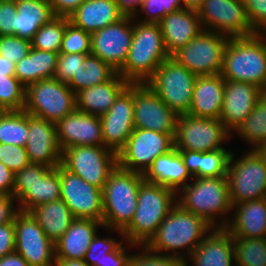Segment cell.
Segmentation results:
<instances>
[{
  "instance_id": "38",
  "label": "cell",
  "mask_w": 266,
  "mask_h": 266,
  "mask_svg": "<svg viewBox=\"0 0 266 266\" xmlns=\"http://www.w3.org/2000/svg\"><path fill=\"white\" fill-rule=\"evenodd\" d=\"M234 132L250 144L251 150L266 149V91L261 95L248 118Z\"/></svg>"
},
{
  "instance_id": "14",
  "label": "cell",
  "mask_w": 266,
  "mask_h": 266,
  "mask_svg": "<svg viewBox=\"0 0 266 266\" xmlns=\"http://www.w3.org/2000/svg\"><path fill=\"white\" fill-rule=\"evenodd\" d=\"M174 134L134 128L126 145L117 153L118 166L144 174L160 155L174 148Z\"/></svg>"
},
{
  "instance_id": "1",
  "label": "cell",
  "mask_w": 266,
  "mask_h": 266,
  "mask_svg": "<svg viewBox=\"0 0 266 266\" xmlns=\"http://www.w3.org/2000/svg\"><path fill=\"white\" fill-rule=\"evenodd\" d=\"M212 229L205 219L176 204L145 246L154 253L186 261Z\"/></svg>"
},
{
  "instance_id": "12",
  "label": "cell",
  "mask_w": 266,
  "mask_h": 266,
  "mask_svg": "<svg viewBox=\"0 0 266 266\" xmlns=\"http://www.w3.org/2000/svg\"><path fill=\"white\" fill-rule=\"evenodd\" d=\"M233 136L217 118H197L178 115L174 147L178 151L210 152L226 149L222 146ZM228 139V140H227ZM226 141V142H225Z\"/></svg>"
},
{
  "instance_id": "35",
  "label": "cell",
  "mask_w": 266,
  "mask_h": 266,
  "mask_svg": "<svg viewBox=\"0 0 266 266\" xmlns=\"http://www.w3.org/2000/svg\"><path fill=\"white\" fill-rule=\"evenodd\" d=\"M59 53L30 49L28 55L15 64L14 76L25 86L42 79L53 78Z\"/></svg>"
},
{
  "instance_id": "37",
  "label": "cell",
  "mask_w": 266,
  "mask_h": 266,
  "mask_svg": "<svg viewBox=\"0 0 266 266\" xmlns=\"http://www.w3.org/2000/svg\"><path fill=\"white\" fill-rule=\"evenodd\" d=\"M118 72L100 58L90 54L79 64L76 74L67 84L76 94L82 89L105 83L111 80Z\"/></svg>"
},
{
  "instance_id": "5",
  "label": "cell",
  "mask_w": 266,
  "mask_h": 266,
  "mask_svg": "<svg viewBox=\"0 0 266 266\" xmlns=\"http://www.w3.org/2000/svg\"><path fill=\"white\" fill-rule=\"evenodd\" d=\"M142 173L117 167L111 172L102 189L103 226L120 234L131 223L137 206Z\"/></svg>"
},
{
  "instance_id": "26",
  "label": "cell",
  "mask_w": 266,
  "mask_h": 266,
  "mask_svg": "<svg viewBox=\"0 0 266 266\" xmlns=\"http://www.w3.org/2000/svg\"><path fill=\"white\" fill-rule=\"evenodd\" d=\"M232 212L224 227L232 237L266 238V198L237 203Z\"/></svg>"
},
{
  "instance_id": "6",
  "label": "cell",
  "mask_w": 266,
  "mask_h": 266,
  "mask_svg": "<svg viewBox=\"0 0 266 266\" xmlns=\"http://www.w3.org/2000/svg\"><path fill=\"white\" fill-rule=\"evenodd\" d=\"M221 76L226 80L256 84L266 91V36L256 33L230 38Z\"/></svg>"
},
{
  "instance_id": "59",
  "label": "cell",
  "mask_w": 266,
  "mask_h": 266,
  "mask_svg": "<svg viewBox=\"0 0 266 266\" xmlns=\"http://www.w3.org/2000/svg\"><path fill=\"white\" fill-rule=\"evenodd\" d=\"M181 3L185 9L198 11V9L203 5L204 0H181Z\"/></svg>"
},
{
  "instance_id": "9",
  "label": "cell",
  "mask_w": 266,
  "mask_h": 266,
  "mask_svg": "<svg viewBox=\"0 0 266 266\" xmlns=\"http://www.w3.org/2000/svg\"><path fill=\"white\" fill-rule=\"evenodd\" d=\"M76 109V94L55 78L42 79L26 87L24 111L57 123Z\"/></svg>"
},
{
  "instance_id": "21",
  "label": "cell",
  "mask_w": 266,
  "mask_h": 266,
  "mask_svg": "<svg viewBox=\"0 0 266 266\" xmlns=\"http://www.w3.org/2000/svg\"><path fill=\"white\" fill-rule=\"evenodd\" d=\"M264 92L256 84L225 79L220 120L231 134L248 118Z\"/></svg>"
},
{
  "instance_id": "13",
  "label": "cell",
  "mask_w": 266,
  "mask_h": 266,
  "mask_svg": "<svg viewBox=\"0 0 266 266\" xmlns=\"http://www.w3.org/2000/svg\"><path fill=\"white\" fill-rule=\"evenodd\" d=\"M61 165L87 183L103 189L117 167V153L105 146H75L62 151Z\"/></svg>"
},
{
  "instance_id": "47",
  "label": "cell",
  "mask_w": 266,
  "mask_h": 266,
  "mask_svg": "<svg viewBox=\"0 0 266 266\" xmlns=\"http://www.w3.org/2000/svg\"><path fill=\"white\" fill-rule=\"evenodd\" d=\"M0 161L13 173H17L30 164L25 147L5 143H0Z\"/></svg>"
},
{
  "instance_id": "11",
  "label": "cell",
  "mask_w": 266,
  "mask_h": 266,
  "mask_svg": "<svg viewBox=\"0 0 266 266\" xmlns=\"http://www.w3.org/2000/svg\"><path fill=\"white\" fill-rule=\"evenodd\" d=\"M229 37L203 30L171 57L196 76L221 74Z\"/></svg>"
},
{
  "instance_id": "27",
  "label": "cell",
  "mask_w": 266,
  "mask_h": 266,
  "mask_svg": "<svg viewBox=\"0 0 266 266\" xmlns=\"http://www.w3.org/2000/svg\"><path fill=\"white\" fill-rule=\"evenodd\" d=\"M224 81L221 74L197 76L188 115L220 119L224 101Z\"/></svg>"
},
{
  "instance_id": "32",
  "label": "cell",
  "mask_w": 266,
  "mask_h": 266,
  "mask_svg": "<svg viewBox=\"0 0 266 266\" xmlns=\"http://www.w3.org/2000/svg\"><path fill=\"white\" fill-rule=\"evenodd\" d=\"M98 236L96 234L93 238L84 258L89 266H129L133 254L127 253L126 249L138 248V245L131 244L124 238L117 242L113 236L103 238ZM124 241L127 247L123 245Z\"/></svg>"
},
{
  "instance_id": "33",
  "label": "cell",
  "mask_w": 266,
  "mask_h": 266,
  "mask_svg": "<svg viewBox=\"0 0 266 266\" xmlns=\"http://www.w3.org/2000/svg\"><path fill=\"white\" fill-rule=\"evenodd\" d=\"M15 36L31 41L40 29L55 17L48 0L16 1Z\"/></svg>"
},
{
  "instance_id": "28",
  "label": "cell",
  "mask_w": 266,
  "mask_h": 266,
  "mask_svg": "<svg viewBox=\"0 0 266 266\" xmlns=\"http://www.w3.org/2000/svg\"><path fill=\"white\" fill-rule=\"evenodd\" d=\"M130 83L117 73L111 80L76 93V109L101 117Z\"/></svg>"
},
{
  "instance_id": "4",
  "label": "cell",
  "mask_w": 266,
  "mask_h": 266,
  "mask_svg": "<svg viewBox=\"0 0 266 266\" xmlns=\"http://www.w3.org/2000/svg\"><path fill=\"white\" fill-rule=\"evenodd\" d=\"M169 57L159 24L134 18L132 43L118 73L129 83H146Z\"/></svg>"
},
{
  "instance_id": "31",
  "label": "cell",
  "mask_w": 266,
  "mask_h": 266,
  "mask_svg": "<svg viewBox=\"0 0 266 266\" xmlns=\"http://www.w3.org/2000/svg\"><path fill=\"white\" fill-rule=\"evenodd\" d=\"M103 224L94 219L75 218L55 243V258L84 259L89 245Z\"/></svg>"
},
{
  "instance_id": "54",
  "label": "cell",
  "mask_w": 266,
  "mask_h": 266,
  "mask_svg": "<svg viewBox=\"0 0 266 266\" xmlns=\"http://www.w3.org/2000/svg\"><path fill=\"white\" fill-rule=\"evenodd\" d=\"M14 177L15 173H13L0 161V194H7L12 196Z\"/></svg>"
},
{
  "instance_id": "52",
  "label": "cell",
  "mask_w": 266,
  "mask_h": 266,
  "mask_svg": "<svg viewBox=\"0 0 266 266\" xmlns=\"http://www.w3.org/2000/svg\"><path fill=\"white\" fill-rule=\"evenodd\" d=\"M16 203L17 200L13 196L0 194V224L14 221L15 215L19 212Z\"/></svg>"
},
{
  "instance_id": "8",
  "label": "cell",
  "mask_w": 266,
  "mask_h": 266,
  "mask_svg": "<svg viewBox=\"0 0 266 266\" xmlns=\"http://www.w3.org/2000/svg\"><path fill=\"white\" fill-rule=\"evenodd\" d=\"M60 165L49 168L30 163L15 173L12 196L17 200L19 211L61 199Z\"/></svg>"
},
{
  "instance_id": "46",
  "label": "cell",
  "mask_w": 266,
  "mask_h": 266,
  "mask_svg": "<svg viewBox=\"0 0 266 266\" xmlns=\"http://www.w3.org/2000/svg\"><path fill=\"white\" fill-rule=\"evenodd\" d=\"M31 47V41L18 36H0V55L15 64L28 55Z\"/></svg>"
},
{
  "instance_id": "3",
  "label": "cell",
  "mask_w": 266,
  "mask_h": 266,
  "mask_svg": "<svg viewBox=\"0 0 266 266\" xmlns=\"http://www.w3.org/2000/svg\"><path fill=\"white\" fill-rule=\"evenodd\" d=\"M189 183L176 192L177 204L182 209L202 217L213 228L225 227L229 222L225 216L231 215L233 207L227 177L193 178ZM217 216H223L224 219L221 218L219 222Z\"/></svg>"
},
{
  "instance_id": "34",
  "label": "cell",
  "mask_w": 266,
  "mask_h": 266,
  "mask_svg": "<svg viewBox=\"0 0 266 266\" xmlns=\"http://www.w3.org/2000/svg\"><path fill=\"white\" fill-rule=\"evenodd\" d=\"M28 212L54 244L64 235L75 219L69 207L61 199L41 204Z\"/></svg>"
},
{
  "instance_id": "48",
  "label": "cell",
  "mask_w": 266,
  "mask_h": 266,
  "mask_svg": "<svg viewBox=\"0 0 266 266\" xmlns=\"http://www.w3.org/2000/svg\"><path fill=\"white\" fill-rule=\"evenodd\" d=\"M87 54H64L59 53L58 62L53 78L68 84L76 74L79 64L83 63Z\"/></svg>"
},
{
  "instance_id": "25",
  "label": "cell",
  "mask_w": 266,
  "mask_h": 266,
  "mask_svg": "<svg viewBox=\"0 0 266 266\" xmlns=\"http://www.w3.org/2000/svg\"><path fill=\"white\" fill-rule=\"evenodd\" d=\"M235 266L233 237L224 227H214L187 258L186 266Z\"/></svg>"
},
{
  "instance_id": "44",
  "label": "cell",
  "mask_w": 266,
  "mask_h": 266,
  "mask_svg": "<svg viewBox=\"0 0 266 266\" xmlns=\"http://www.w3.org/2000/svg\"><path fill=\"white\" fill-rule=\"evenodd\" d=\"M181 9V0H143L139 10L144 12L145 18L139 21L158 24L167 14Z\"/></svg>"
},
{
  "instance_id": "41",
  "label": "cell",
  "mask_w": 266,
  "mask_h": 266,
  "mask_svg": "<svg viewBox=\"0 0 266 266\" xmlns=\"http://www.w3.org/2000/svg\"><path fill=\"white\" fill-rule=\"evenodd\" d=\"M68 22V17L55 16L48 23L42 25L31 40L32 48L59 53Z\"/></svg>"
},
{
  "instance_id": "19",
  "label": "cell",
  "mask_w": 266,
  "mask_h": 266,
  "mask_svg": "<svg viewBox=\"0 0 266 266\" xmlns=\"http://www.w3.org/2000/svg\"><path fill=\"white\" fill-rule=\"evenodd\" d=\"M61 200L74 218L103 222L102 189L84 181L60 165Z\"/></svg>"
},
{
  "instance_id": "50",
  "label": "cell",
  "mask_w": 266,
  "mask_h": 266,
  "mask_svg": "<svg viewBox=\"0 0 266 266\" xmlns=\"http://www.w3.org/2000/svg\"><path fill=\"white\" fill-rule=\"evenodd\" d=\"M16 1L0 0V36L15 35Z\"/></svg>"
},
{
  "instance_id": "18",
  "label": "cell",
  "mask_w": 266,
  "mask_h": 266,
  "mask_svg": "<svg viewBox=\"0 0 266 266\" xmlns=\"http://www.w3.org/2000/svg\"><path fill=\"white\" fill-rule=\"evenodd\" d=\"M133 16L91 33V54L119 72L124 65L133 39Z\"/></svg>"
},
{
  "instance_id": "22",
  "label": "cell",
  "mask_w": 266,
  "mask_h": 266,
  "mask_svg": "<svg viewBox=\"0 0 266 266\" xmlns=\"http://www.w3.org/2000/svg\"><path fill=\"white\" fill-rule=\"evenodd\" d=\"M25 148L30 163L49 168L61 165L62 150L58 143L56 123L28 114V139Z\"/></svg>"
},
{
  "instance_id": "20",
  "label": "cell",
  "mask_w": 266,
  "mask_h": 266,
  "mask_svg": "<svg viewBox=\"0 0 266 266\" xmlns=\"http://www.w3.org/2000/svg\"><path fill=\"white\" fill-rule=\"evenodd\" d=\"M133 83L116 98L101 118L103 144L118 153L134 130Z\"/></svg>"
},
{
  "instance_id": "7",
  "label": "cell",
  "mask_w": 266,
  "mask_h": 266,
  "mask_svg": "<svg viewBox=\"0 0 266 266\" xmlns=\"http://www.w3.org/2000/svg\"><path fill=\"white\" fill-rule=\"evenodd\" d=\"M231 153L226 173L232 206L266 198V151L248 150L235 159Z\"/></svg>"
},
{
  "instance_id": "57",
  "label": "cell",
  "mask_w": 266,
  "mask_h": 266,
  "mask_svg": "<svg viewBox=\"0 0 266 266\" xmlns=\"http://www.w3.org/2000/svg\"><path fill=\"white\" fill-rule=\"evenodd\" d=\"M55 266H89L84 259L55 258Z\"/></svg>"
},
{
  "instance_id": "45",
  "label": "cell",
  "mask_w": 266,
  "mask_h": 266,
  "mask_svg": "<svg viewBox=\"0 0 266 266\" xmlns=\"http://www.w3.org/2000/svg\"><path fill=\"white\" fill-rule=\"evenodd\" d=\"M143 249L133 254L129 261V266H186V261L159 253H154L146 246H139Z\"/></svg>"
},
{
  "instance_id": "43",
  "label": "cell",
  "mask_w": 266,
  "mask_h": 266,
  "mask_svg": "<svg viewBox=\"0 0 266 266\" xmlns=\"http://www.w3.org/2000/svg\"><path fill=\"white\" fill-rule=\"evenodd\" d=\"M59 53L91 54V33L84 31L71 22L66 24Z\"/></svg>"
},
{
  "instance_id": "29",
  "label": "cell",
  "mask_w": 266,
  "mask_h": 266,
  "mask_svg": "<svg viewBox=\"0 0 266 266\" xmlns=\"http://www.w3.org/2000/svg\"><path fill=\"white\" fill-rule=\"evenodd\" d=\"M124 16L115 0H86L68 18L74 26L93 33Z\"/></svg>"
},
{
  "instance_id": "53",
  "label": "cell",
  "mask_w": 266,
  "mask_h": 266,
  "mask_svg": "<svg viewBox=\"0 0 266 266\" xmlns=\"http://www.w3.org/2000/svg\"><path fill=\"white\" fill-rule=\"evenodd\" d=\"M86 0H48L55 16L69 17Z\"/></svg>"
},
{
  "instance_id": "30",
  "label": "cell",
  "mask_w": 266,
  "mask_h": 266,
  "mask_svg": "<svg viewBox=\"0 0 266 266\" xmlns=\"http://www.w3.org/2000/svg\"><path fill=\"white\" fill-rule=\"evenodd\" d=\"M143 176L146 182L165 186L176 192L186 186L188 181L193 180L180 152L175 147L157 157Z\"/></svg>"
},
{
  "instance_id": "55",
  "label": "cell",
  "mask_w": 266,
  "mask_h": 266,
  "mask_svg": "<svg viewBox=\"0 0 266 266\" xmlns=\"http://www.w3.org/2000/svg\"><path fill=\"white\" fill-rule=\"evenodd\" d=\"M143 0H115L119 9L124 15L133 16L137 18L139 16V8L142 5Z\"/></svg>"
},
{
  "instance_id": "39",
  "label": "cell",
  "mask_w": 266,
  "mask_h": 266,
  "mask_svg": "<svg viewBox=\"0 0 266 266\" xmlns=\"http://www.w3.org/2000/svg\"><path fill=\"white\" fill-rule=\"evenodd\" d=\"M28 139V113L7 110L0 113V143L25 147Z\"/></svg>"
},
{
  "instance_id": "49",
  "label": "cell",
  "mask_w": 266,
  "mask_h": 266,
  "mask_svg": "<svg viewBox=\"0 0 266 266\" xmlns=\"http://www.w3.org/2000/svg\"><path fill=\"white\" fill-rule=\"evenodd\" d=\"M247 18L256 33L266 30V0H242Z\"/></svg>"
},
{
  "instance_id": "16",
  "label": "cell",
  "mask_w": 266,
  "mask_h": 266,
  "mask_svg": "<svg viewBox=\"0 0 266 266\" xmlns=\"http://www.w3.org/2000/svg\"><path fill=\"white\" fill-rule=\"evenodd\" d=\"M14 226L15 252L30 266H55V244L29 212L19 211Z\"/></svg>"
},
{
  "instance_id": "17",
  "label": "cell",
  "mask_w": 266,
  "mask_h": 266,
  "mask_svg": "<svg viewBox=\"0 0 266 266\" xmlns=\"http://www.w3.org/2000/svg\"><path fill=\"white\" fill-rule=\"evenodd\" d=\"M134 128L176 134L178 115L146 83H133Z\"/></svg>"
},
{
  "instance_id": "42",
  "label": "cell",
  "mask_w": 266,
  "mask_h": 266,
  "mask_svg": "<svg viewBox=\"0 0 266 266\" xmlns=\"http://www.w3.org/2000/svg\"><path fill=\"white\" fill-rule=\"evenodd\" d=\"M26 87L14 73H0V107L3 111L23 110Z\"/></svg>"
},
{
  "instance_id": "2",
  "label": "cell",
  "mask_w": 266,
  "mask_h": 266,
  "mask_svg": "<svg viewBox=\"0 0 266 266\" xmlns=\"http://www.w3.org/2000/svg\"><path fill=\"white\" fill-rule=\"evenodd\" d=\"M176 204V191L144 180L139 187L134 217L122 231L123 238L145 246Z\"/></svg>"
},
{
  "instance_id": "10",
  "label": "cell",
  "mask_w": 266,
  "mask_h": 266,
  "mask_svg": "<svg viewBox=\"0 0 266 266\" xmlns=\"http://www.w3.org/2000/svg\"><path fill=\"white\" fill-rule=\"evenodd\" d=\"M197 76L172 57L164 60L146 82L177 115L188 114Z\"/></svg>"
},
{
  "instance_id": "56",
  "label": "cell",
  "mask_w": 266,
  "mask_h": 266,
  "mask_svg": "<svg viewBox=\"0 0 266 266\" xmlns=\"http://www.w3.org/2000/svg\"><path fill=\"white\" fill-rule=\"evenodd\" d=\"M0 266H30L27 261L17 252L3 256L0 259Z\"/></svg>"
},
{
  "instance_id": "51",
  "label": "cell",
  "mask_w": 266,
  "mask_h": 266,
  "mask_svg": "<svg viewBox=\"0 0 266 266\" xmlns=\"http://www.w3.org/2000/svg\"><path fill=\"white\" fill-rule=\"evenodd\" d=\"M13 252H15L14 221L0 224V259Z\"/></svg>"
},
{
  "instance_id": "40",
  "label": "cell",
  "mask_w": 266,
  "mask_h": 266,
  "mask_svg": "<svg viewBox=\"0 0 266 266\" xmlns=\"http://www.w3.org/2000/svg\"><path fill=\"white\" fill-rule=\"evenodd\" d=\"M235 266H266V238L233 237Z\"/></svg>"
},
{
  "instance_id": "23",
  "label": "cell",
  "mask_w": 266,
  "mask_h": 266,
  "mask_svg": "<svg viewBox=\"0 0 266 266\" xmlns=\"http://www.w3.org/2000/svg\"><path fill=\"white\" fill-rule=\"evenodd\" d=\"M61 150L75 146H104L99 116L75 109L56 123Z\"/></svg>"
},
{
  "instance_id": "24",
  "label": "cell",
  "mask_w": 266,
  "mask_h": 266,
  "mask_svg": "<svg viewBox=\"0 0 266 266\" xmlns=\"http://www.w3.org/2000/svg\"><path fill=\"white\" fill-rule=\"evenodd\" d=\"M158 24L170 57L204 30L198 11L185 8L167 14Z\"/></svg>"
},
{
  "instance_id": "58",
  "label": "cell",
  "mask_w": 266,
  "mask_h": 266,
  "mask_svg": "<svg viewBox=\"0 0 266 266\" xmlns=\"http://www.w3.org/2000/svg\"><path fill=\"white\" fill-rule=\"evenodd\" d=\"M0 73H15V63L0 55Z\"/></svg>"
},
{
  "instance_id": "36",
  "label": "cell",
  "mask_w": 266,
  "mask_h": 266,
  "mask_svg": "<svg viewBox=\"0 0 266 266\" xmlns=\"http://www.w3.org/2000/svg\"><path fill=\"white\" fill-rule=\"evenodd\" d=\"M193 178L226 176L231 151L218 149L210 152L179 151Z\"/></svg>"
},
{
  "instance_id": "15",
  "label": "cell",
  "mask_w": 266,
  "mask_h": 266,
  "mask_svg": "<svg viewBox=\"0 0 266 266\" xmlns=\"http://www.w3.org/2000/svg\"><path fill=\"white\" fill-rule=\"evenodd\" d=\"M198 14L204 30L229 38L256 34L249 23L242 0H204Z\"/></svg>"
}]
</instances>
